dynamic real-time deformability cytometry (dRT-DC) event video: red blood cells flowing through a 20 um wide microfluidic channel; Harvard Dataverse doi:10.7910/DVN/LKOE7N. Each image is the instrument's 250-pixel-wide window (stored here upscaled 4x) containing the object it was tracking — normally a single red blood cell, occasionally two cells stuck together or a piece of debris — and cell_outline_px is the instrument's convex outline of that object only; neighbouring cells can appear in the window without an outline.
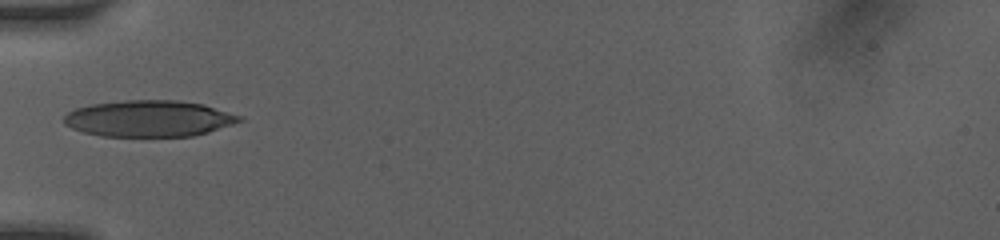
{"species": "human", "species_latin": "Homo sapiens", "temperature_condition": "room temperature", "stored_images_in_passage": 9, "camera_frame_rate_fps": 3000, "um_per_image_px": 0.085, "donor": {"sex": "female"}, "frame": {"image": 1, "passage_image": 1, "time_ms": 0.0, "image_size_px": [1000, 240], "cell_outline_px": [[244, 120], [208, 132], [192, 136], [100, 136], [84, 132], [72, 128], [64, 124], [64, 116], [68, 112], [76, 108], [92, 104], [124, 100], [180, 100], [204, 104], [244, 116]], "centroid_in_image_um": [12.69, 10.07], "position_along_channel_um": 72.3, "area_um2": 37.28}}
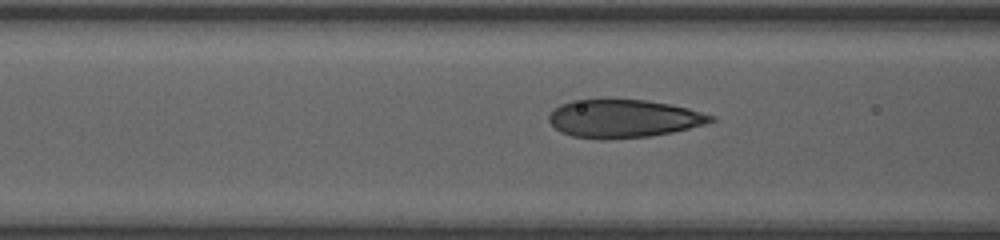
{"frame": {"image": 2, "passage_image": 6, "time_ms": 1.0, "image_size_px": [1000, 240], "cell_outline_px": [[716, 120], [704, 124], [672, 132], [648, 136], [600, 140], [572, 136], [560, 132], [548, 120], [548, 112], [552, 108], [560, 104], [572, 100], [608, 96], [648, 100], [688, 108], [716, 116]], "centroid_in_image_um": [52.92, 10.03], "position_along_channel_um": 113.7, "area_um2": 37.05}}
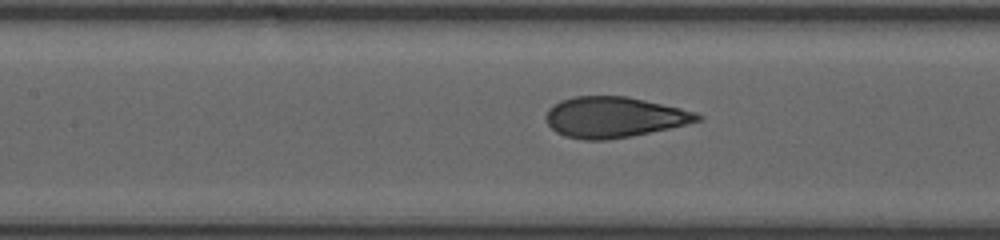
{"frame": {"image": 3, "passage_image": 8, "time_ms": 2.0, "image_size_px": [1000, 240], "cell_outline_px": [[704, 116], [700, 120], [668, 128], [608, 140], [584, 140], [564, 136], [556, 132], [548, 124], [548, 108], [552, 104], [560, 100], [572, 96], [628, 96], [680, 108], [696, 112]], "centroid_in_image_um": [52.16, 9.95], "position_along_channel_um": 155.2, "area_um2": 35.6}}